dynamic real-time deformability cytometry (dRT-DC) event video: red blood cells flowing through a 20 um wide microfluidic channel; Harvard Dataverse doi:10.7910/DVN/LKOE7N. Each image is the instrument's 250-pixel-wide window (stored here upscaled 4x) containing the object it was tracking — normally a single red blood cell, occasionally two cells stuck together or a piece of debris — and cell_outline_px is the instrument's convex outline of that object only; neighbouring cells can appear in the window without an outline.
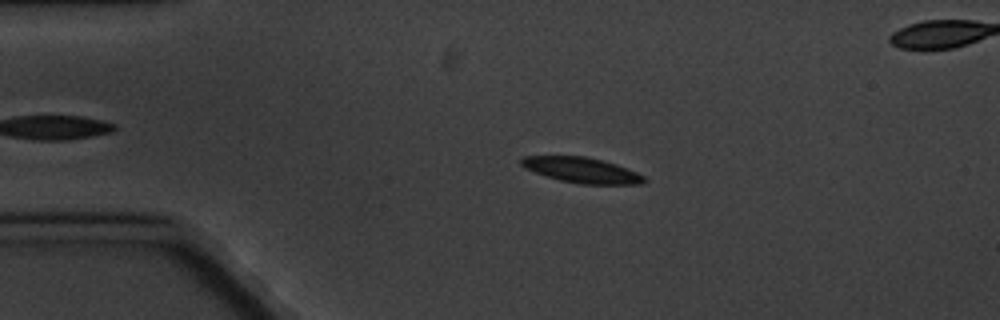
{"species": "common noctule bat (a hibernating species)", "species_latin": "Nyctalus noctula", "temperature_condition": "cold", "stored_images_in_passage": 6, "segment_of_instrument_passage": [1, 2], "camera_frame_rate_fps": 3000, "um_per_image_px": 0.085, "animal": {"sex": "male", "body_mass_g": 20.1, "forearm_length_mm": 53.5}, "frame": {"image": 1, "passage_image": 4, "time_ms": 3.667, "image_size_px": [1000, 320], "cell_outline_px": [[648, 180], [640, 184], [580, 184], [560, 180], [524, 168], [520, 164], [520, 160], [524, 156], [584, 156], [616, 164], [636, 172], [644, 176]], "centroid_in_image_um": [49.45, 14.46], "position_along_channel_um": 35.5, "area_um2": 17.98}}